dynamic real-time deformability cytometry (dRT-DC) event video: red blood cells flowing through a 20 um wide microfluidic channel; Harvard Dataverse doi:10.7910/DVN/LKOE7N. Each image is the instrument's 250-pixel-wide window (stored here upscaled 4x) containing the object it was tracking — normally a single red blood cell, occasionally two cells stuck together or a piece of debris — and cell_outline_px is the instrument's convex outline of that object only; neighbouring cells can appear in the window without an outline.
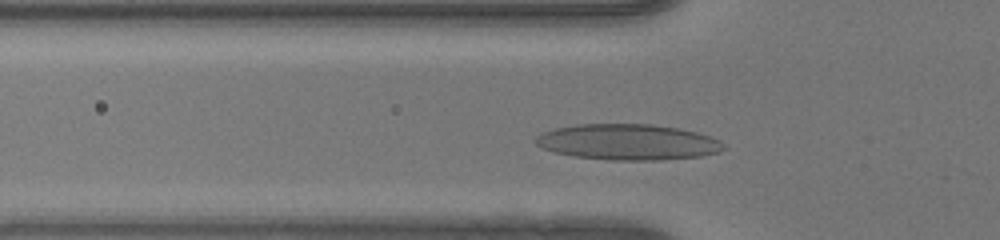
{"species": "human", "species_latin": "Homo sapiens", "temperature_condition": "warm", "stored_images_in_passage": 33, "camera_frame_rate_fps": 3000, "um_per_image_px": 0.085, "donor": {"sex": "female"}, "frame": {"image": 1, "passage_image": 8, "time_ms": 2.333, "image_size_px": [1000, 240], "cell_outline_px": [[728, 148], [720, 152], [700, 156], [660, 160], [612, 160], [576, 156], [552, 152], [536, 144], [532, 140], [536, 136], [544, 132], [556, 128], [576, 124], [652, 124], [680, 128], [696, 132], [720, 140]], "centroid_in_image_um": [53.39, 12.07], "position_along_channel_um": 72.4, "area_um2": 39.36}}
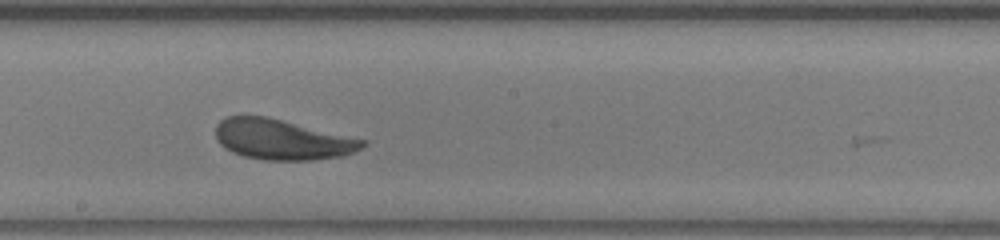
{"frame": {"image": 2, "passage_image": 19, "time_ms": 6.0, "image_size_px": [1000, 240], "cell_outline_px": [[368, 144], [356, 152], [344, 156], [312, 160], [264, 160], [244, 156], [232, 152], [224, 148], [216, 140], [216, 124], [220, 120], [228, 116], [264, 116], [368, 140]], "centroid_in_image_um": [24.01, 11.87], "position_along_channel_um": 224.2, "area_um2": 34.68}}
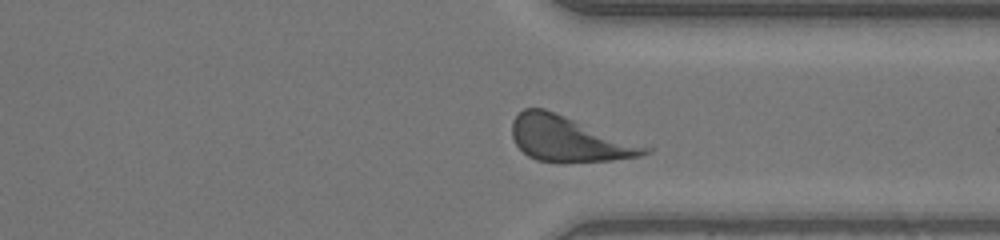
{"frame": {"image": 3, "passage_image": 29, "time_ms": 9.333, "image_size_px": [1000, 240], "cell_outline_px": [[652, 152], [640, 156], [612, 160], [536, 160], [528, 156], [516, 144], [512, 136], [512, 120], [524, 108], [544, 108], [652, 148]], "centroid_in_image_um": [48.34, 11.78], "position_along_channel_um": 363.1, "area_um2": 33.99}, "authors_computed_cell_mechanics": {"area_um2": 35.3158, "velocity_mm_per_s": 4.1568, "shape_relaxation_time_tau1_ms": 2.1788, "shape_relaxation_time_tau2_ms": 4.6099, "deformation_change_tau1": 0.1231, "deformation_change_tau2": 0.1476}}